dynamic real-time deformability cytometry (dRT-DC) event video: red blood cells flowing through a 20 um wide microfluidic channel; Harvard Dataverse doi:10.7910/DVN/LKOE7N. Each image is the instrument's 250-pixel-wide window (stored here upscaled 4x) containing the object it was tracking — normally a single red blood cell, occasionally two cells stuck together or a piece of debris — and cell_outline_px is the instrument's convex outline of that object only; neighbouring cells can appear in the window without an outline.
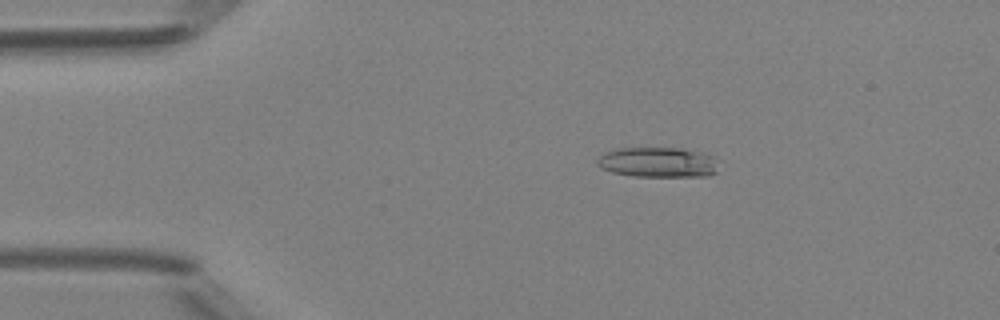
{"species": "Egyptian fruit bat (a non-hibernating species)", "species_latin": "Rousettus aegyptiacus", "temperature_condition": "room temperature", "stored_images_in_passage": 44, "camera_frame_rate_fps": 3000, "um_per_image_px": 0.085, "animal": {"sex": "female"}, "frame": {"image": 1, "passage_image": 5, "time_ms": 1.333, "image_size_px": [1000, 320], "cell_outline_px": [[720, 160], [716, 172], [708, 176], [632, 176], [612, 172], [600, 168], [596, 164], [596, 160], [604, 152], [620, 148], [680, 148], [700, 152], [716, 156]], "centroid_in_image_um": [55.96, 13.79], "position_along_channel_um": 29.0, "area_um2": 21.62}}
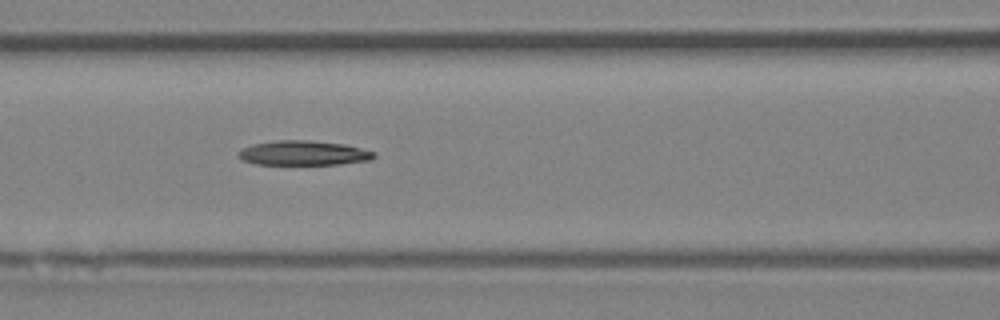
{"frame": {"image": 2, "passage_image": 17, "time_ms": 5.333, "image_size_px": [1000, 320], "cell_outline_px": [[376, 156], [372, 160], [340, 164], [256, 164], [240, 160], [236, 156], [236, 152], [240, 148], [252, 144], [276, 140], [308, 140], [344, 144], [376, 152]], "centroid_in_image_um": [25.74, 13.0], "position_along_channel_um": 140.9, "area_um2": 19.71}}
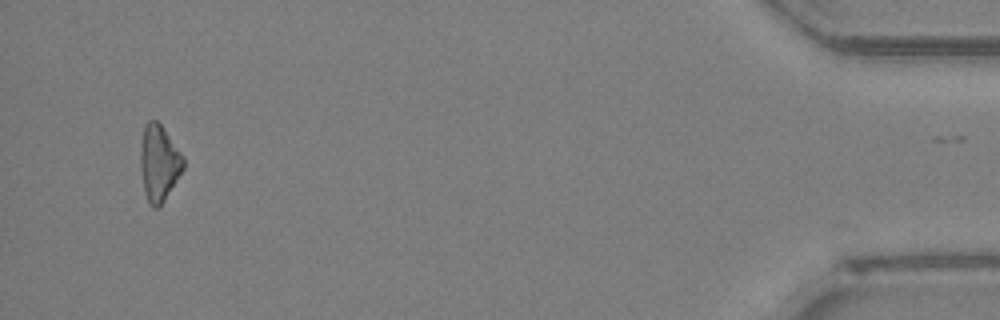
{"frame": {"image": 3, "passage_image": 43, "time_ms": 14.0, "image_size_px": [1000, 320], "cell_outline_px": [[184, 168], [160, 208], [152, 208], [148, 204], [144, 192], [140, 168], [140, 144], [144, 124], [148, 120], [156, 120], [160, 124], [184, 156]], "centroid_in_image_um": [13.49, 13.88], "position_along_channel_um": 421.7, "area_um2": 19.36}, "authors_computed_cell_mechanics": {"area_um2": 19.8832, "velocity_mm_per_s": 4.181, "shape_relaxation_time_tau1_ms": 5.1735, "shape_relaxation_time_tau2_ms": null, "deformation_change_tau1": 0.1139, "deformation_change_tau2": null}}